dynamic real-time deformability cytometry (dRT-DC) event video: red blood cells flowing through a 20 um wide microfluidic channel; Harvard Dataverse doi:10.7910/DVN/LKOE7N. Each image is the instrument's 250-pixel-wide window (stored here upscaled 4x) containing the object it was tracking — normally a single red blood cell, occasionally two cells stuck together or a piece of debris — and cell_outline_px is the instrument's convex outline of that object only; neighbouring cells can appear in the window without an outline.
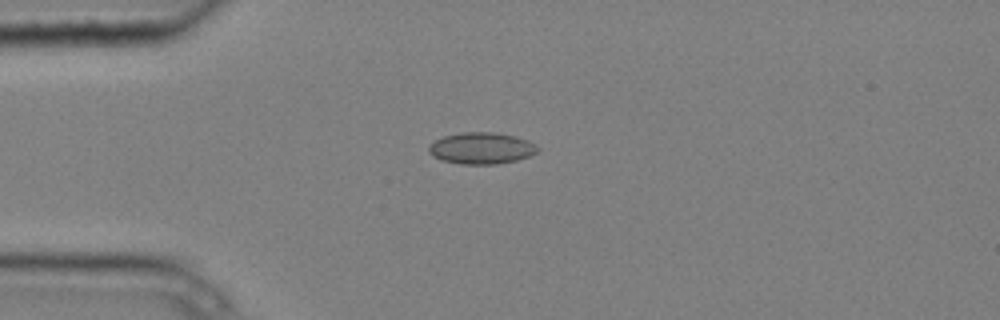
{"species": "common noctule bat (a hibernating species)", "species_latin": "Nyctalus noctula", "temperature_condition": "cold", "stored_images_in_passage": 5, "camera_frame_rate_fps": 3000, "um_per_image_px": 0.085, "animal": {"sex": "male", "body_mass_g": 20.4}, "frame": {"image": 1, "passage_image": 3, "time_ms": 0.667, "image_size_px": [1000, 320], "cell_outline_px": [[540, 148], [536, 152], [528, 156], [516, 160], [496, 164], [460, 164], [440, 160], [432, 156], [428, 152], [428, 148], [436, 140], [444, 136], [460, 132], [496, 132], [516, 136], [528, 140], [536, 144]], "centroid_in_image_um": [40.92, 12.59], "position_along_channel_um": 44.1, "area_um2": 20.11}}
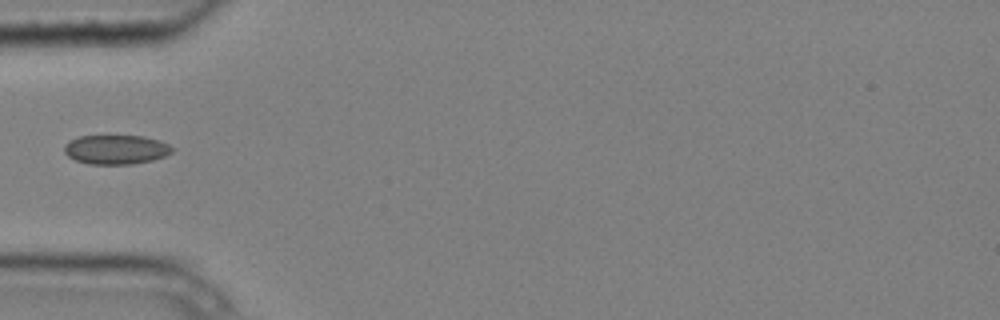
{"frame": {"image": 2, "passage_image": 4, "time_ms": 1.0, "image_size_px": [1000, 320], "cell_outline_px": [[176, 148], [172, 152], [164, 156], [152, 160], [132, 164], [88, 164], [76, 160], [68, 156], [64, 152], [64, 144], [68, 140], [80, 136], [144, 136], [160, 140]], "centroid_in_image_um": [9.86, 12.7], "position_along_channel_um": 75.1, "area_um2": 18.55}}
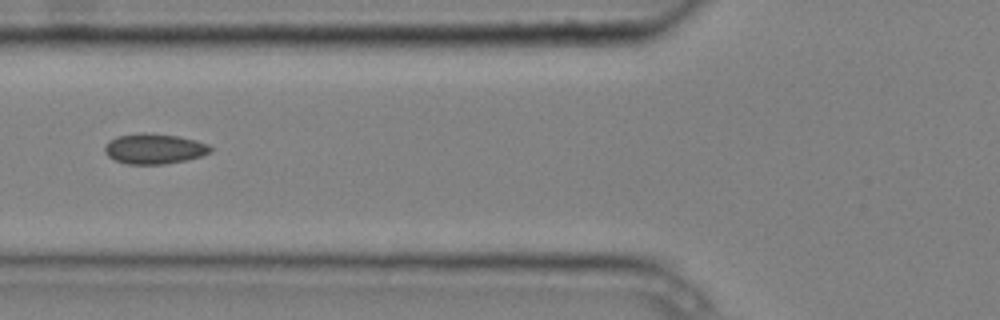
{"frame": {"image": 3, "passage_image": 5, "time_ms": 1.333, "image_size_px": [1000, 320], "cell_outline_px": [[212, 152], [188, 160], [164, 164], [128, 164], [116, 160], [108, 156], [104, 152], [104, 144], [108, 140], [116, 136], [140, 132], [144, 132], [176, 136], [196, 140], [208, 144], [212, 148]], "centroid_in_image_um": [13.09, 12.64], "position_along_channel_um": 112.7, "area_um2": 18.84}}